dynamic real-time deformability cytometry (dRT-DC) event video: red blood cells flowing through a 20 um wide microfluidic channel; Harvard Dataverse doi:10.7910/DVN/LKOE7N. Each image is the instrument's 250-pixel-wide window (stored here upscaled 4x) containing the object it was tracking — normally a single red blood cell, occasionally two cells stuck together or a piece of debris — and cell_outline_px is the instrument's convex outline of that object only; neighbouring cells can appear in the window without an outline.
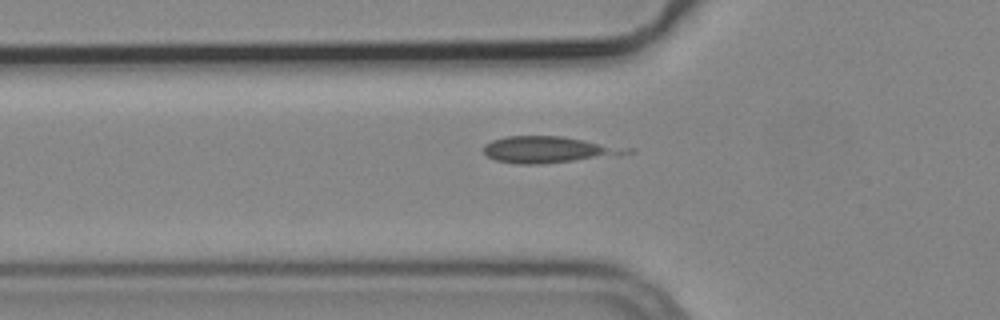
{"species": "common noctule bat (a hibernating species)", "species_latin": "Nyctalus noctula", "temperature_condition": "cold", "stored_images_in_passage": 41, "camera_frame_rate_fps": 3000, "um_per_image_px": 0.085, "animal": {"sex": "male", "body_mass_g": 19.2, "forearm_length_mm": 51.8}, "frame": {"image": 1, "passage_image": 12, "time_ms": 3.667, "image_size_px": [1000, 320], "cell_outline_px": [[636, 152], [540, 164], [520, 164], [496, 160], [488, 156], [484, 152], [484, 144], [492, 140], [508, 136], [560, 136], [636, 148]], "centroid_in_image_um": [46.64, 12.7], "position_along_channel_um": 79.2, "area_um2": 21.73}}
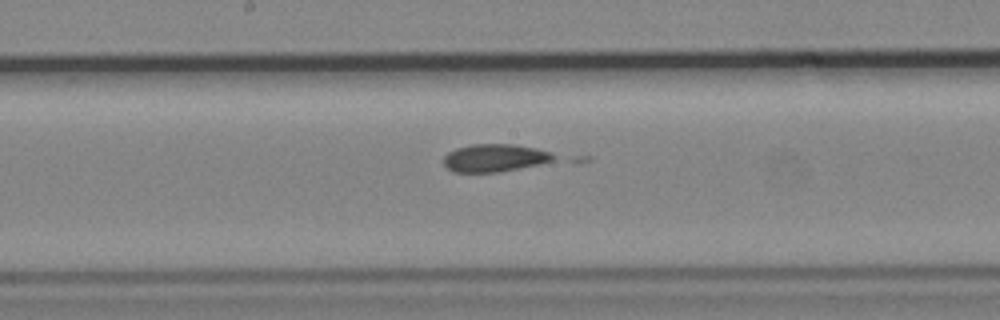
{"frame": {"image": 2, "passage_image": 22, "time_ms": 7.0, "image_size_px": [1000, 320], "cell_outline_px": [[560, 156], [552, 160], [520, 168], [496, 172], [452, 172], [444, 164], [444, 156], [448, 152], [456, 148], [472, 144], [512, 144], [536, 148], [552, 152]], "centroid_in_image_um": [42.05, 13.41], "position_along_channel_um": 206.1, "area_um2": 17.74}}
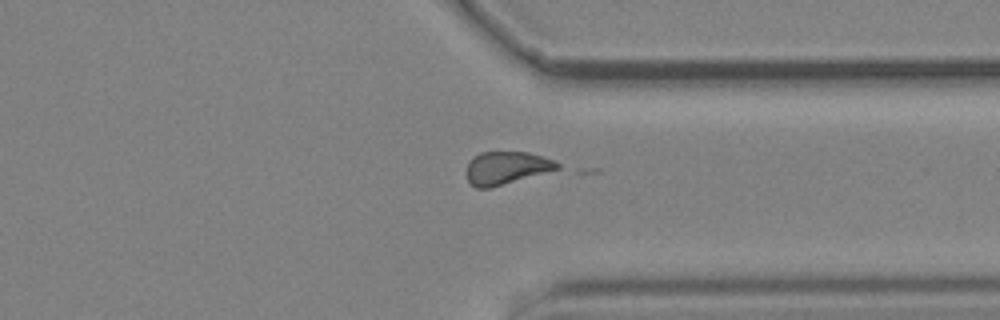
{"frame": {"image": 3, "passage_image": 35, "time_ms": 11.333, "image_size_px": [1000, 320], "cell_outline_px": [[560, 168], [488, 188], [476, 188], [468, 180], [468, 160], [472, 156], [480, 152], [528, 152], [556, 160], [560, 164]], "centroid_in_image_um": [43.04, 14.24], "position_along_channel_um": 368.4, "area_um2": 17.11}}